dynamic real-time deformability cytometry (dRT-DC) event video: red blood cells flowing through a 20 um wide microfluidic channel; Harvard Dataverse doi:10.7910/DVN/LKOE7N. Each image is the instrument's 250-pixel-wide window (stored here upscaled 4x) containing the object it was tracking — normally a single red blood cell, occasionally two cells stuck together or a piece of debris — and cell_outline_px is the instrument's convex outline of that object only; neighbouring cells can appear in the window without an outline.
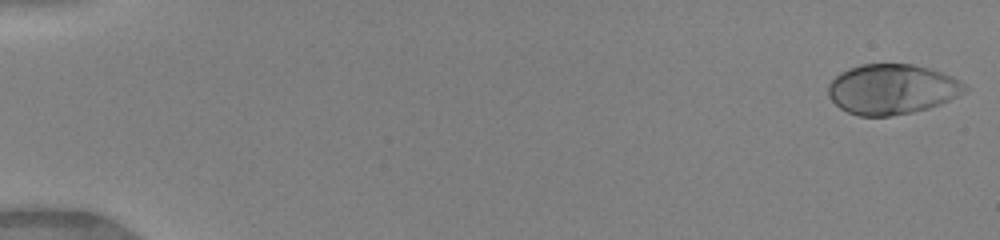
{"species": "human", "species_latin": "Homo sapiens", "temperature_condition": "warm", "stored_images_in_passage": 49, "camera_frame_rate_fps": 3000, "um_per_image_px": 0.085, "donor": {"sex": "female"}, "frame": {"image": 1, "passage_image": 1, "time_ms": 0.0, "image_size_px": [1000, 240], "cell_outline_px": [[968, 88], [964, 92], [940, 104], [928, 108], [912, 112], [888, 116], [860, 116], [848, 112], [840, 108], [828, 96], [828, 84], [840, 72], [848, 68], [860, 64], [912, 64], [928, 68], [952, 76], [960, 80]], "centroid_in_image_um": [75.79, 7.58], "position_along_channel_um": 9.2, "area_um2": 39.77}}
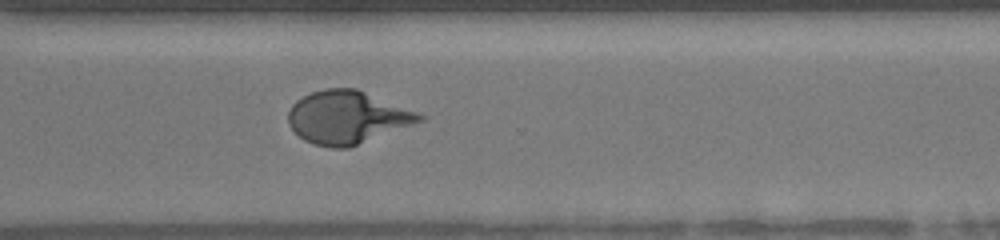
{"frame": {"image": 2, "passage_image": 37, "time_ms": 12.0, "image_size_px": [1000, 240], "cell_outline_px": [[424, 120], [348, 148], [332, 148], [312, 144], [304, 140], [288, 124], [288, 112], [292, 104], [296, 100], [312, 92], [324, 88], [356, 88], [416, 112], [424, 116]], "centroid_in_image_um": [29.47, 9.97], "position_along_channel_um": 341.1, "area_um2": 40.0}}
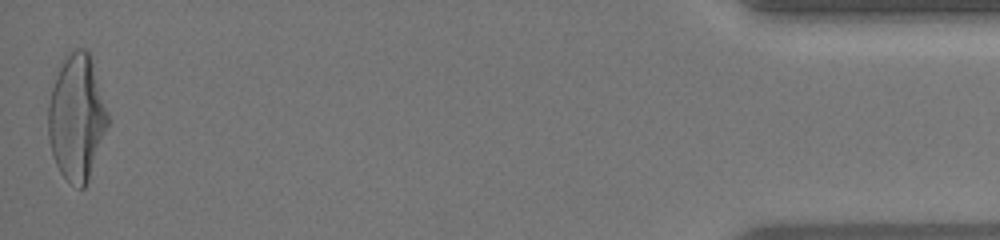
{"frame": {"image": 3, "passage_image": 49, "time_ms": 16.0, "image_size_px": [1000, 240], "cell_outline_px": [[108, 124], [88, 180], [84, 188], [80, 188], [68, 180], [60, 172], [56, 164], [52, 152], [48, 136], [48, 104], [52, 88], [60, 68], [64, 60], [76, 48], [84, 48], [88, 52], [108, 112]], "centroid_in_image_um": [6.51, 10.02], "position_along_channel_um": 428.7, "area_um2": 42.54}, "authors_computed_cell_mechanics": {"area_um2": 39.3618, "velocity_mm_per_s": 4.1349, "shape_relaxation_time_tau1_ms": 4.8915, "shape_relaxation_time_tau2_ms": null, "deformation_change_tau1": 0.2491, "deformation_change_tau2": null}}